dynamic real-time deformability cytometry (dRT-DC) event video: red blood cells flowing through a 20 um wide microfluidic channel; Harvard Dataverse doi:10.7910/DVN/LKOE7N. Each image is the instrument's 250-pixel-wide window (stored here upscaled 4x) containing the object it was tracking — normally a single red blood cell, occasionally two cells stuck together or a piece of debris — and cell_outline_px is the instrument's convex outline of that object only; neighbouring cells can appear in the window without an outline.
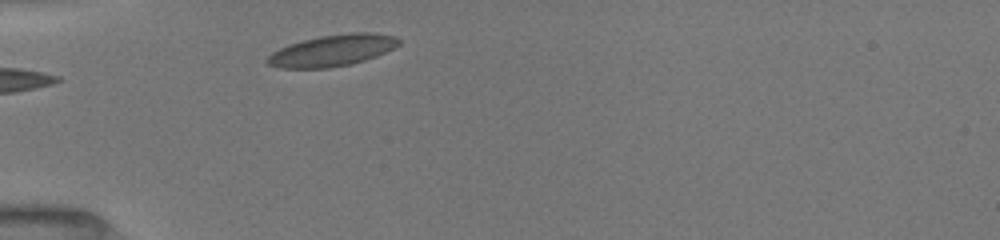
{"species": "common noctule bat (a hibernating species)", "species_latin": "Nyctalus noctula", "temperature_condition": "room temperature", "stored_images_in_passage": 2, "camera_frame_rate_fps": 3000, "um_per_image_px": 0.085, "animal": {"sex": "female", "body_mass_g": 19.5, "forearm_length_mm": 54.1}, "frame": {"image": 1, "passage_image": 2, "time_ms": 1.0, "image_size_px": [1000, 240], "cell_outline_px": [[400, 44], [376, 56], [352, 64], [328, 68], [280, 68], [268, 64], [264, 60], [272, 52], [288, 44], [320, 36], [348, 32], [372, 32], [396, 36], [400, 40]], "centroid_in_image_um": [28.24, 4.28], "position_along_channel_um": 56.8, "area_um2": 24.16}}